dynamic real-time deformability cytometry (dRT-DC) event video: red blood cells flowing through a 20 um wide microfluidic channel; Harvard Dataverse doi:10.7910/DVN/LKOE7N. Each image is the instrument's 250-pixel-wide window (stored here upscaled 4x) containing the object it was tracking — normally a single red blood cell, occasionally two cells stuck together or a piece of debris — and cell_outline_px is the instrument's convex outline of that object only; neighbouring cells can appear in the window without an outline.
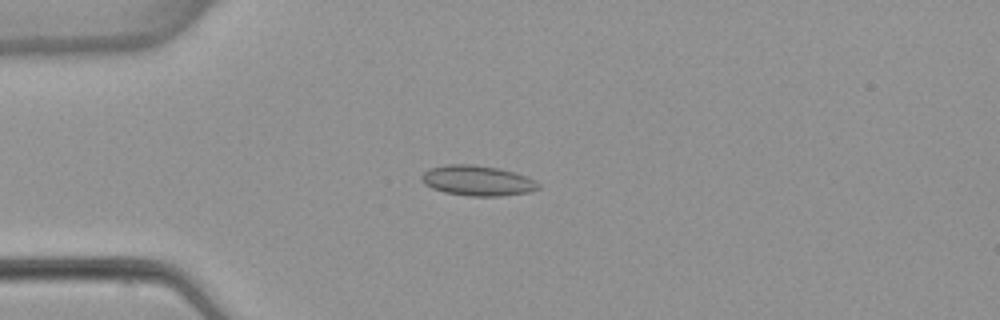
{"species": "common noctule bat (a hibernating species)", "species_latin": "Nyctalus noctula", "temperature_condition": "warm", "stored_images_in_passage": 6, "camera_frame_rate_fps": 3000, "um_per_image_px": 0.085, "animal": {"sex": "female", "body_mass_g": 22.7, "forearm_length_mm": 54.2}, "frame": {"image": 1, "passage_image": 4, "time_ms": 3.667, "image_size_px": [1000, 320], "cell_outline_px": [[540, 188], [532, 192], [500, 196], [468, 196], [444, 192], [432, 188], [424, 184], [420, 180], [420, 176], [428, 168], [448, 164], [472, 164], [500, 168], [528, 176], [540, 184]], "centroid_in_image_um": [40.59, 15.35], "position_along_channel_um": 44.4, "area_um2": 20.92}}
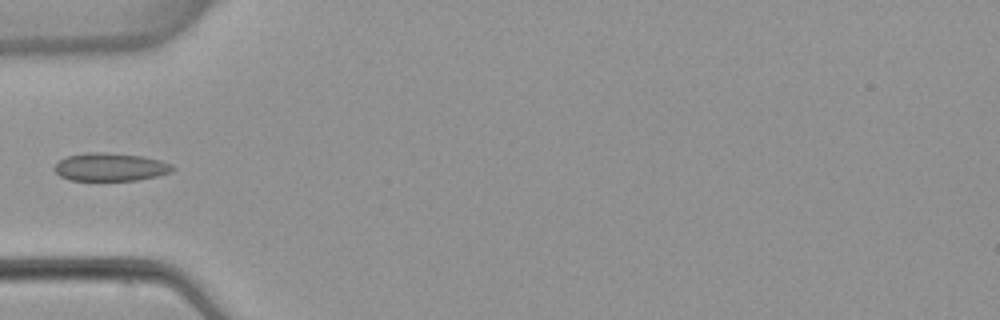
{"frame": {"image": 2, "passage_image": 5, "time_ms": 5.0, "image_size_px": [1000, 320], "cell_outline_px": [[176, 168], [172, 172], [156, 176], [136, 180], [68, 180], [60, 176], [52, 168], [60, 160], [68, 156], [88, 152], [104, 152], [140, 156], [160, 160], [172, 164]], "centroid_in_image_um": [9.38, 14.2], "position_along_channel_um": 75.6, "area_um2": 19.25}}
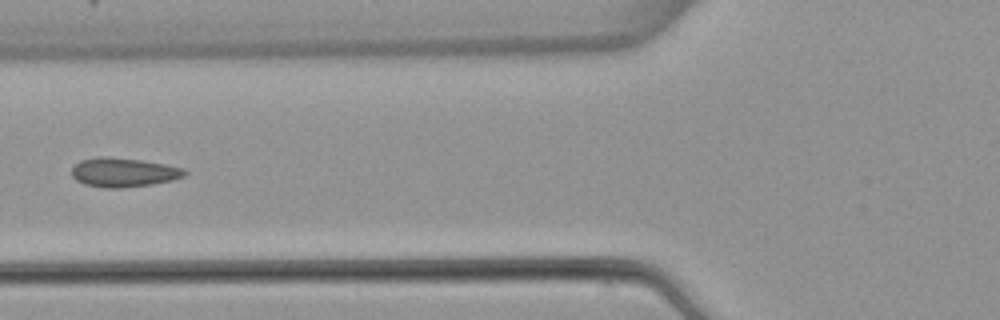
{"frame": {"image": 3, "passage_image": 6, "time_ms": 6.0, "image_size_px": [1000, 320], "cell_outline_px": [[188, 172], [184, 176], [172, 180], [152, 184], [124, 188], [104, 188], [84, 184], [76, 180], [72, 176], [72, 168], [80, 160], [100, 156], [104, 156], [144, 160], [184, 168]], "centroid_in_image_um": [10.5, 14.65], "position_along_channel_um": 115.3, "area_um2": 19.31}}